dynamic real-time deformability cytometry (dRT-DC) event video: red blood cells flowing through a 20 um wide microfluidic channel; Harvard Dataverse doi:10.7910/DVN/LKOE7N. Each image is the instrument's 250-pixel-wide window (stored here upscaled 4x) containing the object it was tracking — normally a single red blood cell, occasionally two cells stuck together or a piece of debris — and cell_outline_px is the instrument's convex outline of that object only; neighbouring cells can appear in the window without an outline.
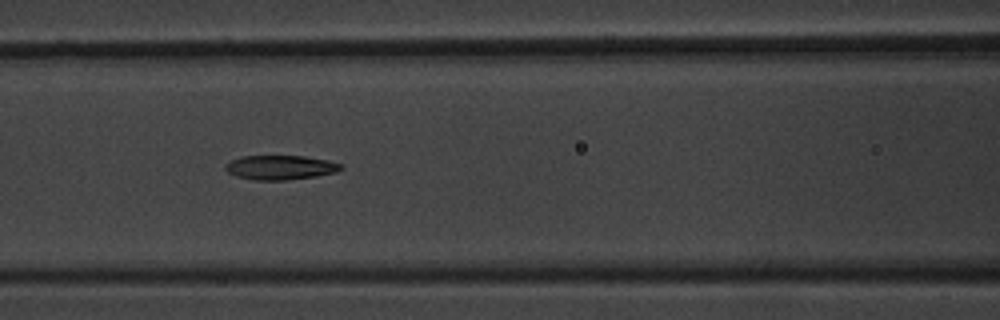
{"species": "common noctule bat (a hibernating species)", "species_latin": "Nyctalus noctula", "temperature_condition": "warm", "stored_images_in_passage": 10, "camera_frame_rate_fps": 3000, "um_per_image_px": 0.085, "animal": {"sex": "male", "body_mass_g": 20.1, "forearm_length_mm": 53.5}, "frame": {"image": 1, "passage_image": 7, "time_ms": 7.0, "image_size_px": [1000, 320], "cell_outline_px": [[344, 168], [336, 172], [316, 176], [284, 180], [256, 180], [236, 176], [228, 172], [224, 168], [224, 164], [240, 156], [304, 156], [328, 160], [344, 164]], "centroid_in_image_um": [23.85, 14.23], "position_along_channel_um": 142.8, "area_um2": 16.47}}
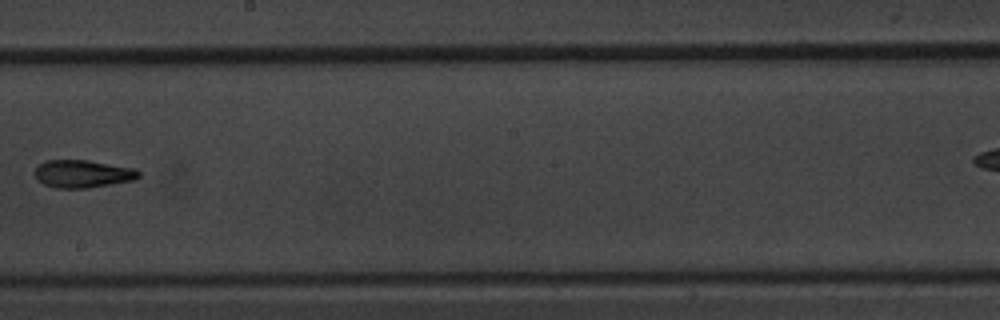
{"frame": {"image": 2, "passage_image": 9, "time_ms": 9.667, "image_size_px": [1000, 320], "cell_outline_px": [[140, 176], [136, 180], [88, 188], [56, 188], [44, 184], [36, 180], [36, 168], [44, 160], [88, 160], [136, 168], [140, 172]], "centroid_in_image_um": [7.07, 14.77], "position_along_channel_um": 241.1, "area_um2": 16.94}}
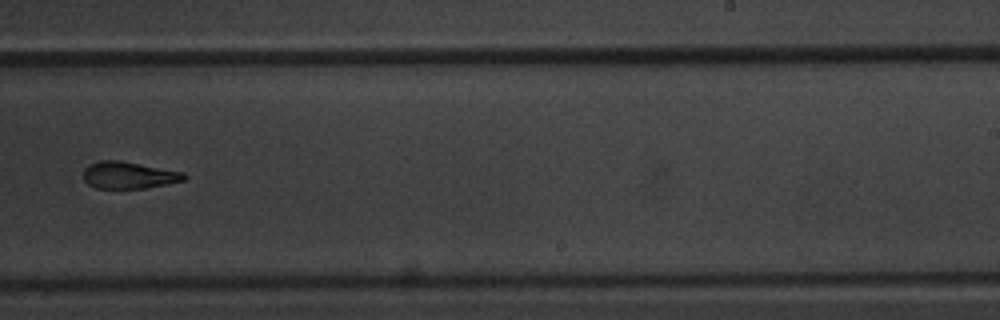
{"frame": {"image": 3, "passage_image": 10, "time_ms": 10.667, "image_size_px": [1000, 320], "cell_outline_px": [[188, 176], [184, 180], [168, 184], [144, 188], [96, 188], [88, 184], [84, 180], [84, 168], [88, 164], [100, 160], [116, 160], [184, 172]], "centroid_in_image_um": [10.93, 14.89], "position_along_channel_um": 278.1, "area_um2": 15.72}}